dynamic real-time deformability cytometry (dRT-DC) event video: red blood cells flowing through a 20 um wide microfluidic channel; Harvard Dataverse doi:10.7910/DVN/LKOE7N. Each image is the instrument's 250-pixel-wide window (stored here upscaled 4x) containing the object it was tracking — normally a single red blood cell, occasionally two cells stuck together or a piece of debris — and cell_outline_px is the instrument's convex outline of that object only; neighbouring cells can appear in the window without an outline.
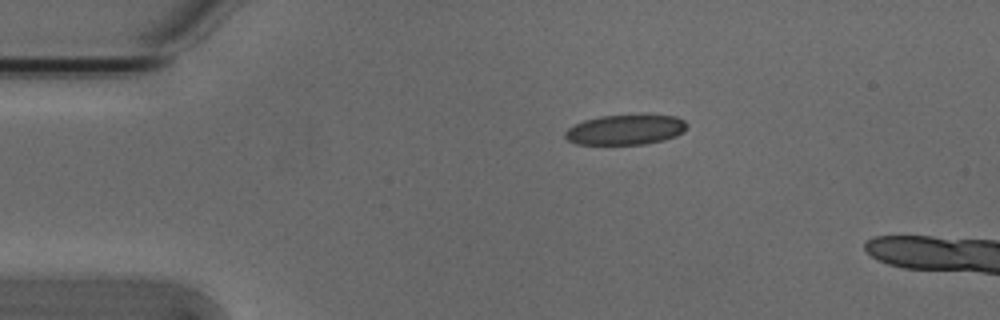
{"species": "Egyptian fruit bat (a non-hibernating species)", "species_latin": "Rousettus aegyptiacus", "temperature_condition": "cold", "stored_images_in_passage": 2, "camera_frame_rate_fps": 3000, "um_per_image_px": 0.085, "animal": {"sex": "male"}, "frame": {"image": 1, "passage_image": 1, "time_ms": 0.0, "image_size_px": [1000, 320], "cell_outline_px": [[688, 124], [684, 132], [676, 136], [664, 140], [644, 144], [576, 144], [568, 140], [564, 136], [564, 132], [568, 128], [584, 120], [600, 116], [676, 116], [684, 120]], "centroid_in_image_um": [53.16, 11.04], "position_along_channel_um": 31.8, "area_um2": 21.1}}